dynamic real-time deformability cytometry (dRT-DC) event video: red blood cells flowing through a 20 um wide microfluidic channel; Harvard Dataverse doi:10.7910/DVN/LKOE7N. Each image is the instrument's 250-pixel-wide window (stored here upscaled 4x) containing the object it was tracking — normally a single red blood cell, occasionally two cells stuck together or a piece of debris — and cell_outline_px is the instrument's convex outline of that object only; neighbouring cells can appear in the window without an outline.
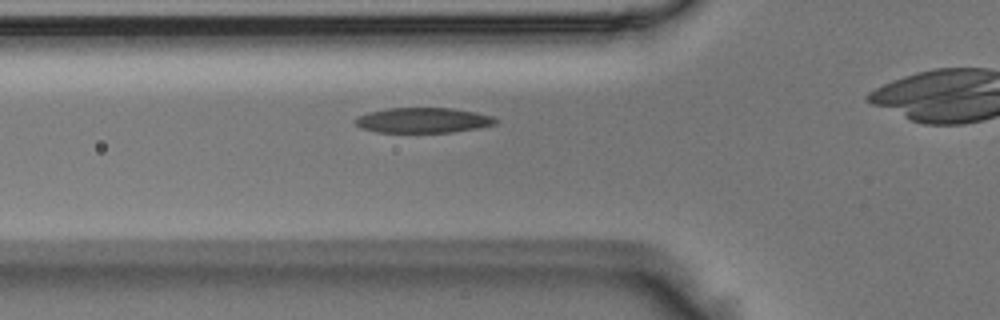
{"species": "Egyptian fruit bat (a non-hibernating species)", "species_latin": "Rousettus aegyptiacus", "temperature_condition": "room temperature", "stored_images_in_passage": 26, "camera_frame_rate_fps": 3000, "um_per_image_px": 0.085, "animal": {"sex": "male"}, "frame": {"image": 1, "passage_image": 2, "time_ms": 0.333, "image_size_px": [1000, 320], "cell_outline_px": [[500, 120], [496, 124], [476, 128], [452, 132], [376, 132], [360, 128], [356, 124], [356, 120], [360, 116], [368, 112], [388, 108], [452, 108], [476, 112], [492, 116]], "centroid_in_image_um": [35.99, 10.22], "position_along_channel_um": 89.8, "area_um2": 20.52}}
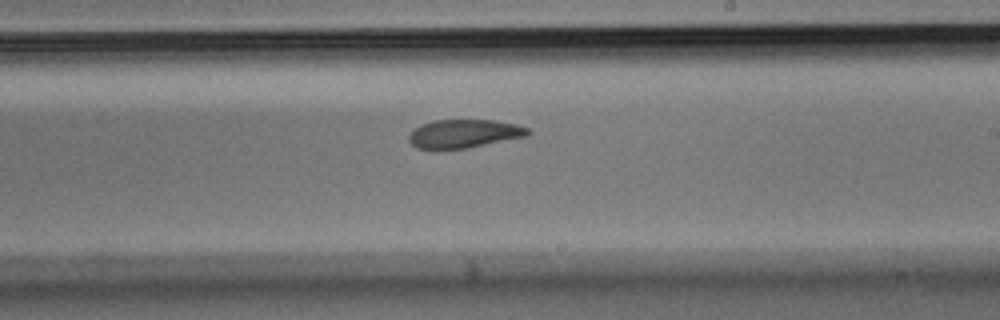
{"frame": {"image": 2, "passage_image": 14, "time_ms": 4.333, "image_size_px": [1000, 320], "cell_outline_px": [[532, 132], [528, 136], [468, 148], [416, 148], [408, 140], [408, 136], [420, 124], [436, 120], [492, 120], [516, 124], [528, 128]], "centroid_in_image_um": [39.48, 11.35], "position_along_channel_um": 249.5, "area_um2": 19.59}}
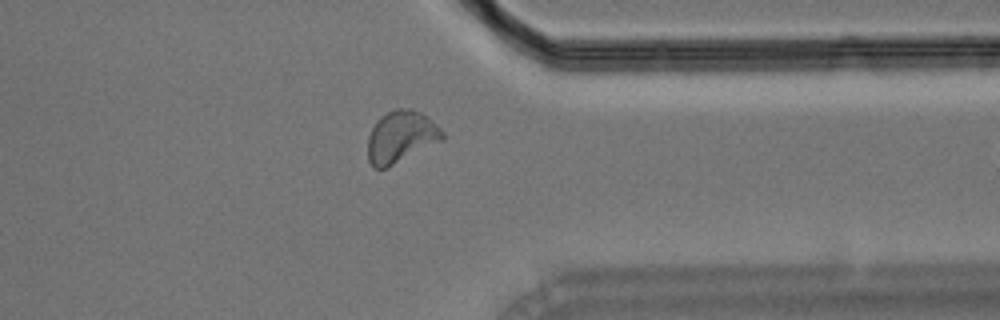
{"frame": {"image": 3, "passage_image": 24, "time_ms": 7.667, "image_size_px": [1000, 320], "cell_outline_px": [[444, 140], [384, 168], [372, 168], [368, 160], [368, 136], [376, 120], [380, 116], [396, 108], [412, 108], [420, 112], [440, 128], [444, 132]], "centroid_in_image_um": [34.07, 11.61], "position_along_channel_um": 377.3, "area_um2": 22.37}}